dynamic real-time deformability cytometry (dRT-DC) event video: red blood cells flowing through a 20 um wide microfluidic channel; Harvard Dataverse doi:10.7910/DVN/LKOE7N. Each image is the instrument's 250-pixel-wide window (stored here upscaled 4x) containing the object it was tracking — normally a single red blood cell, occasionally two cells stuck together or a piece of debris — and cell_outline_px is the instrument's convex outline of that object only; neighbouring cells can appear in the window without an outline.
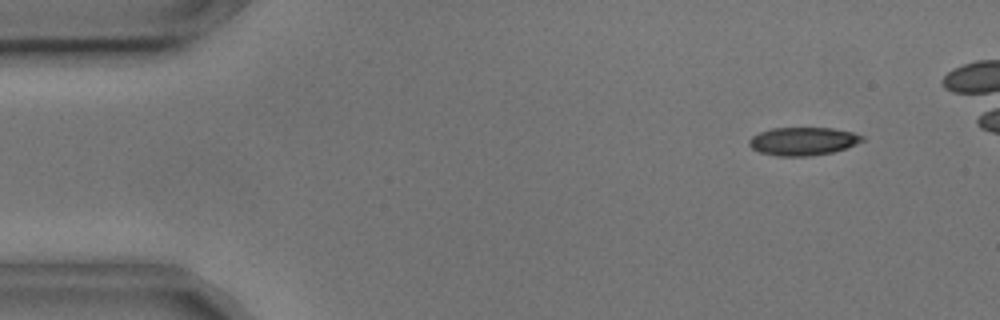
{"species": "common noctule bat (a hibernating species)", "species_latin": "Nyctalus noctula", "temperature_condition": "cold", "stored_images_in_passage": 48, "camera_frame_rate_fps": 3000, "um_per_image_px": 0.085, "animal": {"sex": "male", "body_mass_g": 17.9, "forearm_length_mm": 54.2}, "frame": {"image": 1, "passage_image": 5, "time_ms": 1.333, "image_size_px": [1000, 320], "cell_outline_px": [[864, 140], [856, 144], [832, 152], [808, 156], [776, 156], [760, 152], [752, 148], [748, 144], [748, 140], [752, 136], [760, 132], [772, 128], [832, 128], [852, 132], [864, 136]], "centroid_in_image_um": [68.23, 12.0], "position_along_channel_um": 16.8, "area_um2": 18.44}}
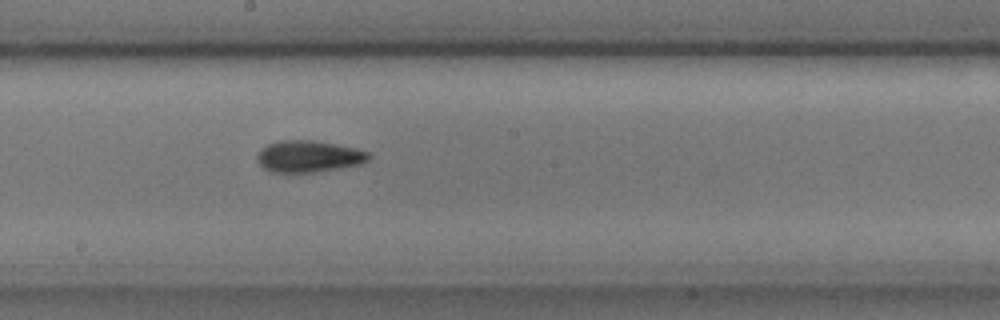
{"frame": {"image": 2, "passage_image": 29, "time_ms": 9.333, "image_size_px": [1000, 320], "cell_outline_px": [[372, 156], [368, 160], [360, 164], [340, 168], [316, 172], [268, 172], [256, 160], [256, 156], [260, 148], [268, 144], [280, 140], [312, 140], [356, 148], [368, 152]], "centroid_in_image_um": [26.21, 13.29], "position_along_channel_um": 222.0, "area_um2": 20.69}}
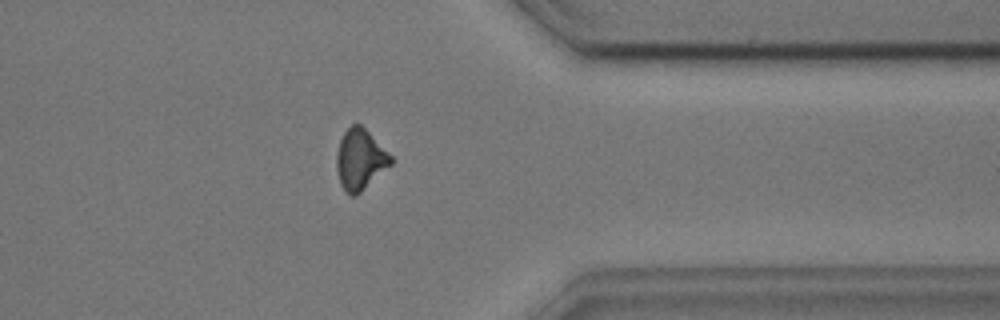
{"frame": {"image": 3, "passage_image": 43, "time_ms": 14.0, "image_size_px": [1000, 320], "cell_outline_px": [[392, 164], [356, 196], [352, 196], [340, 184], [336, 168], [336, 152], [340, 140], [344, 132], [352, 124], [360, 124], [392, 156]], "centroid_in_image_um": [30.6, 13.56], "position_along_channel_um": 380.8, "area_um2": 18.96}}